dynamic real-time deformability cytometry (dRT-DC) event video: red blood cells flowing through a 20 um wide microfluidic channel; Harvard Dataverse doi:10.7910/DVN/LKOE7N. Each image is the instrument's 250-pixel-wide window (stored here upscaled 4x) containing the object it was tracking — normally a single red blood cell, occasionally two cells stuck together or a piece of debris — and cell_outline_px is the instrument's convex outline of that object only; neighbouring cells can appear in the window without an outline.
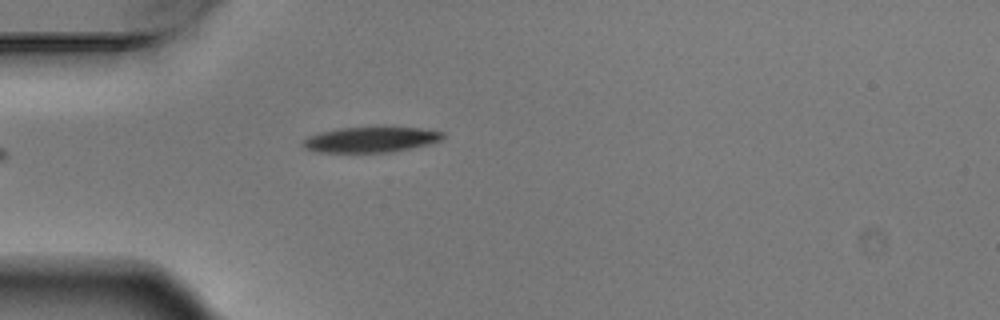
{"species": "Egyptian fruit bat (a non-hibernating species)", "species_latin": "Rousettus aegyptiacus", "temperature_condition": "warm", "stored_images_in_passage": 2, "camera_frame_rate_fps": 3000, "um_per_image_px": 0.085, "animal": {"sex": "male"}, "frame": {"image": 1, "passage_image": 2, "time_ms": 0.333, "image_size_px": [1000, 320], "cell_outline_px": [[444, 136], [440, 140], [428, 144], [392, 152], [316, 152], [300, 144], [308, 136], [320, 132], [340, 128], [420, 128], [444, 132]], "centroid_in_image_um": [31.5, 11.87], "position_along_channel_um": 53.5, "area_um2": 20.35}}